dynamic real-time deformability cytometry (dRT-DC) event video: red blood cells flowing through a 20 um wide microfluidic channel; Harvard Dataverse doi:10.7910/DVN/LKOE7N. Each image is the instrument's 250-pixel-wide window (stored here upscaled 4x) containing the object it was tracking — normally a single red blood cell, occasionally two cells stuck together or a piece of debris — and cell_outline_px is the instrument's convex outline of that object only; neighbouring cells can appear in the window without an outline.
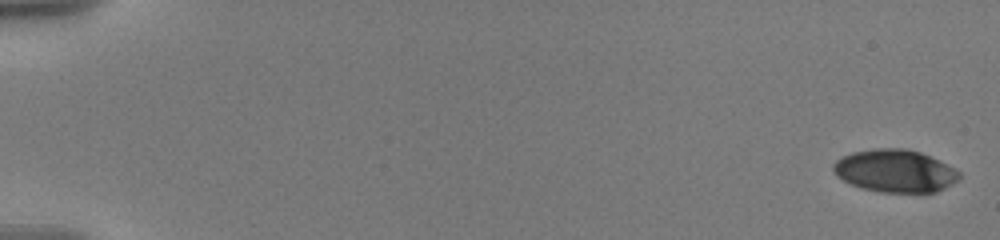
{"species": "human", "species_latin": "Homo sapiens", "temperature_condition": "warm", "stored_images_in_passage": 9, "camera_frame_rate_fps": 3000, "um_per_image_px": 0.085, "donor": {"sex": "male"}, "frame": {"image": 1, "passage_image": 1, "time_ms": 0.0, "image_size_px": [1000, 240], "cell_outline_px": [[960, 176], [952, 184], [936, 192], [880, 192], [864, 188], [852, 184], [836, 176], [832, 172], [832, 164], [836, 160], [852, 152], [876, 148], [904, 148], [920, 152], [956, 168], [960, 172]], "centroid_in_image_um": [76.07, 14.52], "position_along_channel_um": 8.9, "area_um2": 31.21}}
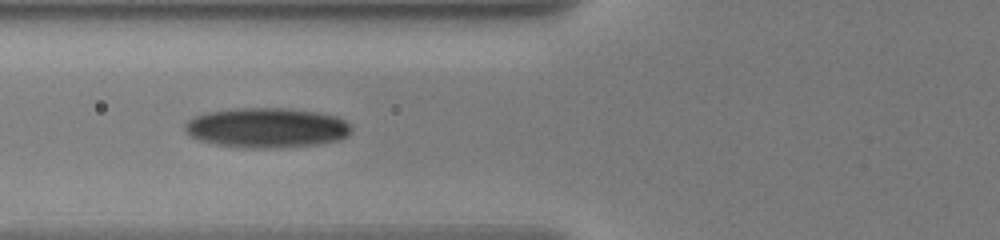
{"frame": {"image": 2, "passage_image": 8, "time_ms": 7.667, "image_size_px": [1000, 240], "cell_outline_px": [[352, 132], [348, 136], [340, 140], [316, 144], [272, 148], [240, 148], [216, 144], [200, 140], [188, 136], [184, 128], [184, 124], [188, 120], [196, 116], [208, 112], [236, 108], [288, 108], [320, 112], [336, 116], [352, 124]], "centroid_in_image_um": [22.7, 10.86], "position_along_channel_um": 103.1, "area_um2": 39.07}}
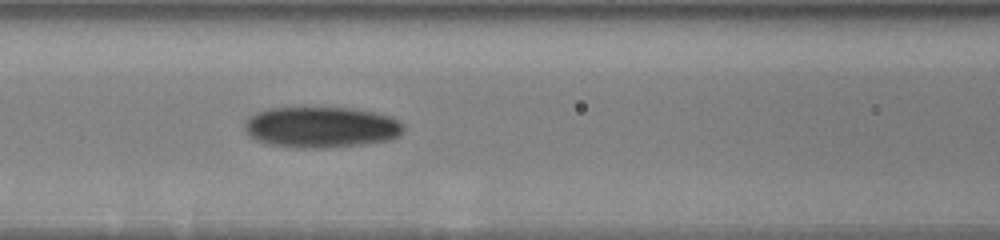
{"frame": {"image": 3, "passage_image": 9, "time_ms": 8.667, "image_size_px": [1000, 240], "cell_outline_px": [[404, 128], [400, 136], [388, 140], [364, 144], [324, 148], [292, 148], [268, 144], [256, 140], [244, 128], [244, 120], [248, 116], [256, 112], [268, 108], [352, 108], [376, 112], [392, 116], [404, 124]], "centroid_in_image_um": [27.31, 10.81], "position_along_channel_um": 139.3, "area_um2": 38.32}}